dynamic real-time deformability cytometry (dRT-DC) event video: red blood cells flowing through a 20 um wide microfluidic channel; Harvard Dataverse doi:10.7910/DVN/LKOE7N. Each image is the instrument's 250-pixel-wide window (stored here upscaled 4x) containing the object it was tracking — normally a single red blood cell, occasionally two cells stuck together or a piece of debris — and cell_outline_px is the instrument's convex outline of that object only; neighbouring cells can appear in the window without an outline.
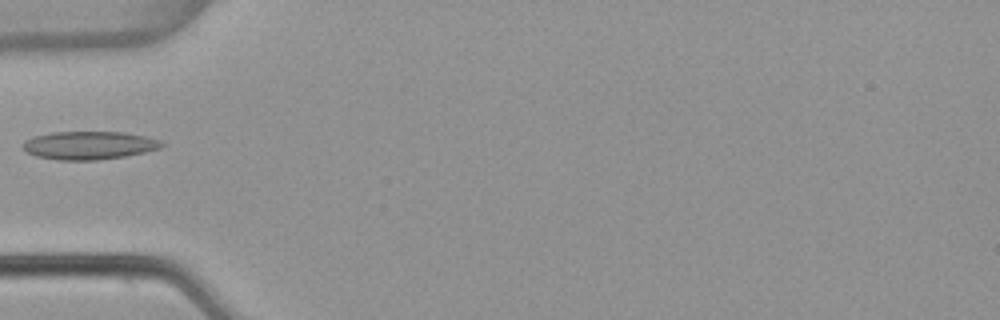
{"species": "common noctule bat (a hibernating species)", "species_latin": "Nyctalus noctula", "temperature_condition": "warm", "stored_images_in_passage": 2, "camera_frame_rate_fps": 3000, "um_per_image_px": 0.085, "animal": {"sex": "female", "body_mass_g": 22.7, "forearm_length_mm": 54.2}, "frame": {"image": 1, "passage_image": 2, "time_ms": 0.333, "image_size_px": [1000, 320], "cell_outline_px": [[164, 144], [160, 148], [144, 152], [124, 156], [96, 160], [56, 160], [36, 156], [24, 152], [24, 140], [32, 136], [52, 132], [124, 132], [144, 136], [160, 140]], "centroid_in_image_um": [7.52, 12.35], "position_along_channel_um": 77.5, "area_um2": 22.77}}